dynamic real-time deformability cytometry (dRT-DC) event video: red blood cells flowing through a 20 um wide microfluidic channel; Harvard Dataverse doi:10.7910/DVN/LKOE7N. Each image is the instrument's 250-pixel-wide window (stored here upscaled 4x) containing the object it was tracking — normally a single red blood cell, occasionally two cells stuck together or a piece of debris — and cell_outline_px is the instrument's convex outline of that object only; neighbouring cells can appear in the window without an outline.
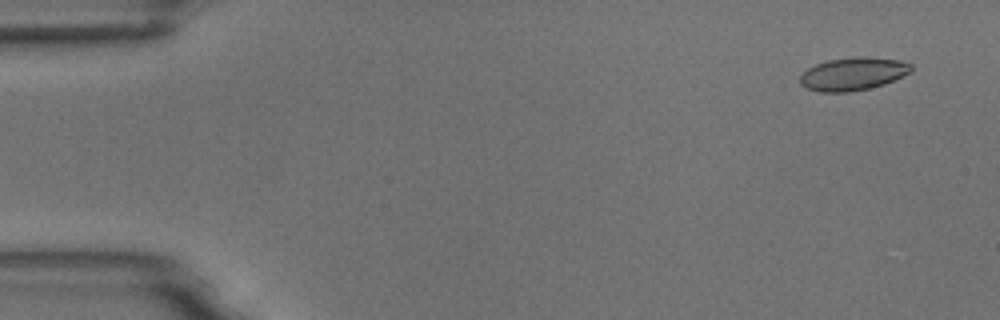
{"species": "common noctule bat (a hibernating species)", "species_latin": "Nyctalus noctula", "temperature_condition": "room temperature", "stored_images_in_passage": 9, "camera_frame_rate_fps": 3000, "um_per_image_px": 0.085, "animal": {"sex": "male", "body_mass_g": 18.8}, "frame": {"image": 1, "passage_image": 2, "time_ms": 1.0, "image_size_px": [1000, 320], "cell_outline_px": [[912, 68], [908, 72], [884, 84], [868, 88], [848, 92], [820, 92], [808, 88], [800, 84], [800, 76], [808, 68], [816, 64], [828, 60], [856, 56], [860, 56], [900, 60], [912, 64]], "centroid_in_image_um": [72.48, 6.27], "position_along_channel_um": 12.5, "area_um2": 21.04}}
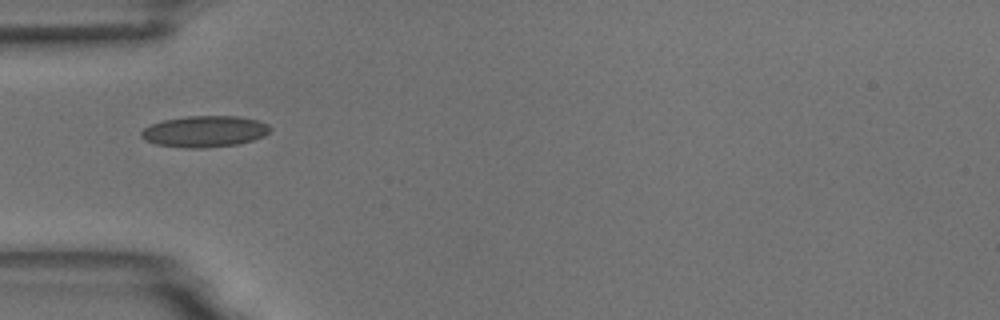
{"frame": {"image": 2, "passage_image": 6, "time_ms": 5.667, "image_size_px": [1000, 320], "cell_outline_px": [[272, 128], [264, 136], [252, 140], [236, 144], [204, 148], [188, 148], [156, 144], [144, 140], [140, 136], [140, 132], [144, 128], [152, 124], [164, 120], [188, 116], [236, 116], [256, 120], [268, 124]], "centroid_in_image_um": [17.38, 11.17], "position_along_channel_um": 67.6, "area_um2": 23.35}}